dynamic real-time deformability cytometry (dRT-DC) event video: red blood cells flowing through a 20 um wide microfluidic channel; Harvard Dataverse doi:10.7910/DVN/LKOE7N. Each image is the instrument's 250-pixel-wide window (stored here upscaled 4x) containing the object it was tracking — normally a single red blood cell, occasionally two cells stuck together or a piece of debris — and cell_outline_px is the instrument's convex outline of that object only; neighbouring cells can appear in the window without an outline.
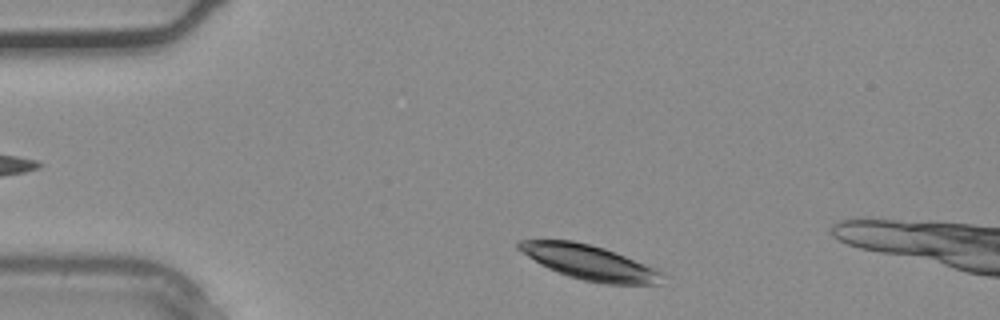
{"species": "common noctule bat (a hibernating species)", "species_latin": "Nyctalus noctula", "temperature_condition": "warm", "stored_images_in_passage": 5, "camera_frame_rate_fps": 3000, "um_per_image_px": 0.085, "animal": {"sex": "male", "body_mass_g": 20.4}, "frame": {"image": 1, "passage_image": 1, "time_ms": 0.0, "image_size_px": [1000, 320], "cell_outline_px": [[668, 276], [660, 284], [604, 284], [584, 280], [568, 276], [548, 268], [540, 264], [516, 248], [516, 244], [520, 240], [572, 240], [604, 248], [668, 272]], "centroid_in_image_um": [50.2, 22.32], "position_along_channel_um": 34.8, "area_um2": 29.25}}